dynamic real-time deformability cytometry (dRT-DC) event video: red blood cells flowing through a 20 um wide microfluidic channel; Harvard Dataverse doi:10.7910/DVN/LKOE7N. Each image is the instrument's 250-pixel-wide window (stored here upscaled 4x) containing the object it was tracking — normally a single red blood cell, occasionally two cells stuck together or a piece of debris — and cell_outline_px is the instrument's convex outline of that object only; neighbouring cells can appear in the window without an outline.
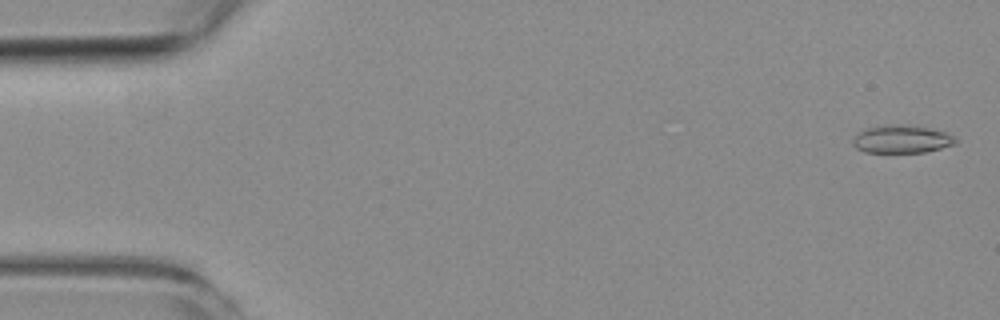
{"species": "common noctule bat (a hibernating species)", "species_latin": "Nyctalus noctula", "temperature_condition": "room temperature", "stored_images_in_passage": 2, "camera_frame_rate_fps": 3000, "um_per_image_px": 0.085, "animal": {"sex": "female", "body_mass_g": 19.3, "forearm_length_mm": 54.1}, "frame": {"image": 1, "passage_image": 1, "time_ms": 0.0, "image_size_px": [1000, 320], "cell_outline_px": [[960, 140], [956, 144], [924, 152], [864, 152], [856, 148], [852, 144], [852, 140], [860, 132], [868, 128], [900, 124], [928, 128], [944, 132], [956, 136]], "centroid_in_image_um": [76.7, 11.84], "position_along_channel_um": 8.3, "area_um2": 16.47}}